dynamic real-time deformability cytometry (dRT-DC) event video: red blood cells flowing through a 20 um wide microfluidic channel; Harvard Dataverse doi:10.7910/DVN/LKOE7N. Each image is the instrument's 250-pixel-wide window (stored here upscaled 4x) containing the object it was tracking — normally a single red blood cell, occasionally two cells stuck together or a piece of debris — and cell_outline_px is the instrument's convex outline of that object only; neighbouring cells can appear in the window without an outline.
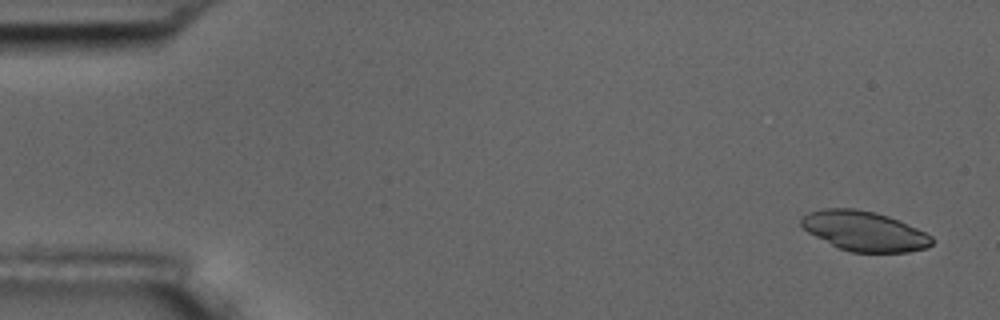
{"species": "common noctule bat (a hibernating species)", "species_latin": "Nyctalus noctula", "temperature_condition": "room temperature", "stored_images_in_passage": 5, "camera_frame_rate_fps": 3000, "um_per_image_px": 0.085, "animal": {"sex": "male", "body_mass_g": 17.5, "forearm_length_mm": 52.3}, "frame": {"image": 1, "passage_image": 1, "time_ms": 0.0, "image_size_px": [1000, 320], "cell_outline_px": [[932, 244], [928, 248], [908, 252], [852, 252], [840, 248], [808, 232], [800, 224], [800, 220], [808, 212], [824, 208], [856, 208], [876, 212], [888, 216], [916, 228], [932, 236]], "centroid_in_image_um": [73.47, 19.63], "position_along_channel_um": 11.5, "area_um2": 30.06}}